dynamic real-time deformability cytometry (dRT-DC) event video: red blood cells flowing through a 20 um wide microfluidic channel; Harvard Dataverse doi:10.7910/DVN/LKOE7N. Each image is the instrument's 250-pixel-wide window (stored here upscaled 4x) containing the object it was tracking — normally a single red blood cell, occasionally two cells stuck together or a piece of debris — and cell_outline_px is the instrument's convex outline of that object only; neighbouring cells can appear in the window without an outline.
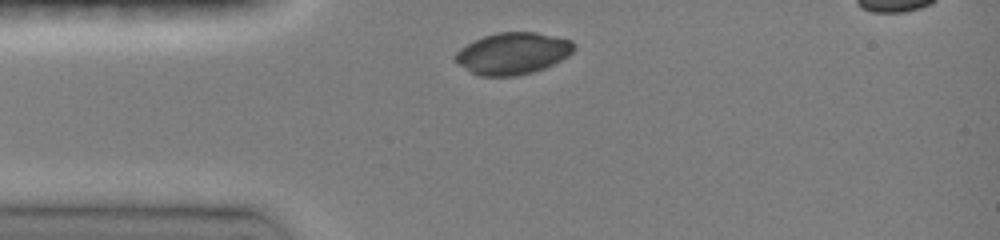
{"species": "common noctule bat (a hibernating species)", "species_latin": "Nyctalus noctula", "temperature_condition": "room temperature", "stored_images_in_passage": 2, "camera_frame_rate_fps": 3000, "um_per_image_px": 0.085, "animal": {"sex": "female", "body_mass_g": 19.0, "forearm_length_mm": 51.5}, "frame": {"image": 1, "passage_image": 1, "time_ms": 0.0, "image_size_px": [1000, 240], "cell_outline_px": [[576, 48], [568, 56], [544, 68], [532, 72], [516, 76], [480, 76], [456, 64], [452, 60], [452, 56], [460, 48], [484, 36], [496, 32], [536, 32], [572, 40], [576, 44]], "centroid_in_image_um": [43.56, 4.54], "position_along_channel_um": 41.4, "area_um2": 29.02}}